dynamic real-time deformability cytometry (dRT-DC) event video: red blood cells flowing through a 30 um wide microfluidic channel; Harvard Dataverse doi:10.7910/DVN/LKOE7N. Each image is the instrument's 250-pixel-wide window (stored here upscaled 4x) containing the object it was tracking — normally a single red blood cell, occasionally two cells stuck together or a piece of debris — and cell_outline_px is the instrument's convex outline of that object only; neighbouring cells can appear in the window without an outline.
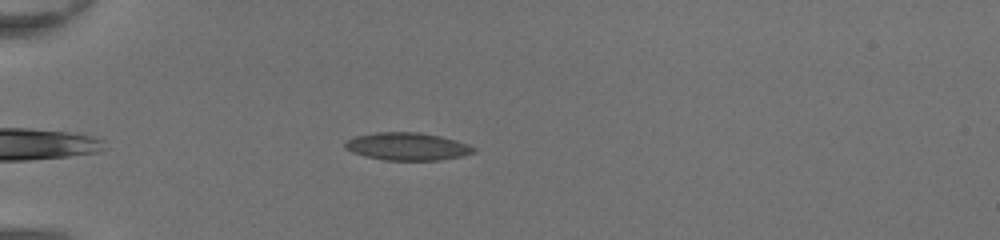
{"species": "common noctule bat (a hibernating species)", "species_latin": "Nyctalus noctula", "temperature_condition": "room temperature", "stored_images_in_passage": 35, "camera_frame_rate_fps": 3000, "um_per_image_px": 0.085, "animal": {"sex": "female", "body_mass_g": 20.0, "forearm_length_mm": 54.0}, "frame": {"image": 1, "passage_image": 2, "time_ms": 0.333, "image_size_px": [1000, 240], "cell_outline_px": [[476, 152], [460, 156], [440, 160], [384, 160], [364, 156], [352, 152], [344, 148], [344, 140], [356, 136], [376, 132], [420, 132], [440, 136], [456, 140], [468, 144], [476, 148]], "centroid_in_image_um": [34.59, 12.44], "position_along_channel_um": 50.4, "area_um2": 20.87}}
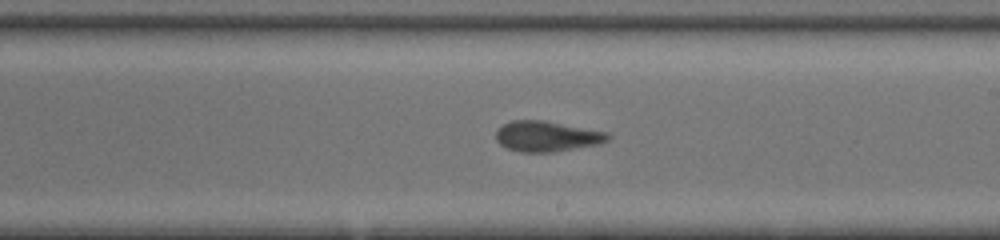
{"frame": {"image": 2, "passage_image": 17, "time_ms": 5.333, "image_size_px": [1000, 240], "cell_outline_px": [[612, 136], [608, 140], [600, 144], [552, 152], [520, 152], [508, 148], [500, 144], [496, 140], [496, 128], [512, 120], [544, 120], [608, 132]], "centroid_in_image_um": [46.49, 11.58], "position_along_channel_um": 242.5, "area_um2": 20.0}}
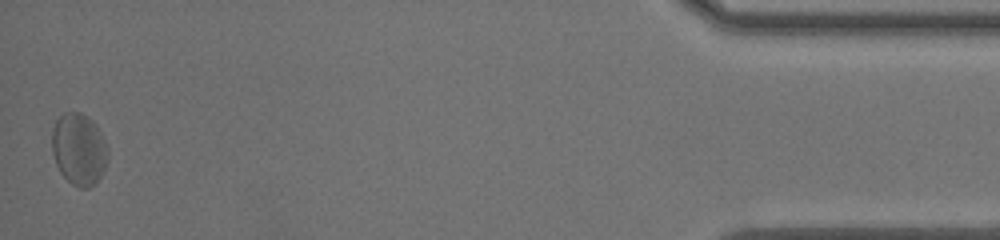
{"frame": {"image": 3, "passage_image": 35, "time_ms": 11.333, "image_size_px": [1000, 240], "cell_outline_px": [[108, 160], [100, 176], [88, 188], [80, 188], [72, 184], [60, 172], [56, 164], [52, 152], [52, 128], [56, 120], [64, 112], [80, 112], [88, 116], [96, 124], [108, 148]], "centroid_in_image_um": [6.7, 12.65], "position_along_channel_um": 428.5, "area_um2": 23.41}, "authors_computed_cell_mechanics": {"area_um2": 20.4034, "velocity_mm_per_s": 4.3943, "shape_relaxation_time_tau1_ms": 7.4849, "shape_relaxation_time_tau2_ms": 1.6817, "deformation_change_tau1": 0.1511, "deformation_change_tau2": 0.0913}}